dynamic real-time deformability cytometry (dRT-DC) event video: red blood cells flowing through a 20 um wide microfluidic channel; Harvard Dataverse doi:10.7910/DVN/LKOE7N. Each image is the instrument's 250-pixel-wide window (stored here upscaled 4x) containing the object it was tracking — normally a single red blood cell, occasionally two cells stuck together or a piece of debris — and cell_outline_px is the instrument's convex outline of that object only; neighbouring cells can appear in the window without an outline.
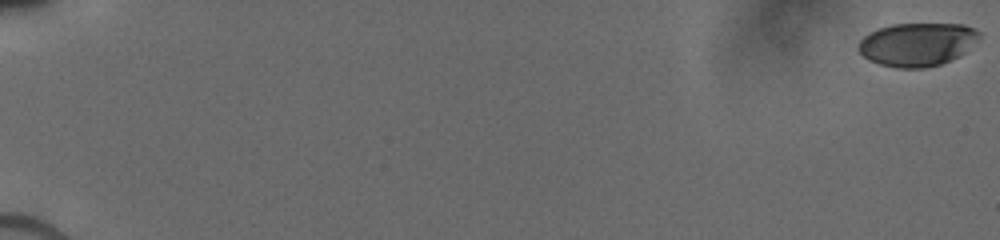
{"species": "human", "species_latin": "Homo sapiens", "temperature_condition": "cold", "stored_images_in_passage": 23, "camera_frame_rate_fps": 3000, "um_per_image_px": 0.085, "donor": {"sex": "male"}, "frame": {"image": 1, "passage_image": 1, "time_ms": 0.0, "image_size_px": [1000, 240], "cell_outline_px": [[980, 40], [960, 56], [940, 64], [924, 68], [896, 68], [880, 64], [868, 60], [856, 48], [860, 40], [864, 36], [880, 28], [892, 24], [964, 24], [976, 28], [980, 32]], "centroid_in_image_um": [78.0, 3.77], "position_along_channel_um": 7.0, "area_um2": 30.75}}
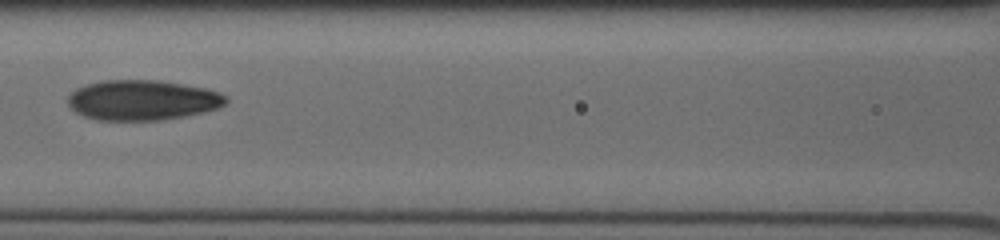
{"frame": {"image": 2, "passage_image": 14, "time_ms": 9.0, "image_size_px": [1000, 240], "cell_outline_px": [[228, 100], [224, 104], [216, 108], [184, 116], [160, 120], [96, 120], [84, 116], [76, 112], [68, 104], [68, 96], [76, 88], [100, 80], [160, 80], [208, 88], [220, 92], [228, 96]], "centroid_in_image_um": [12.11, 8.5], "position_along_channel_um": 154.5, "area_um2": 37.05}}
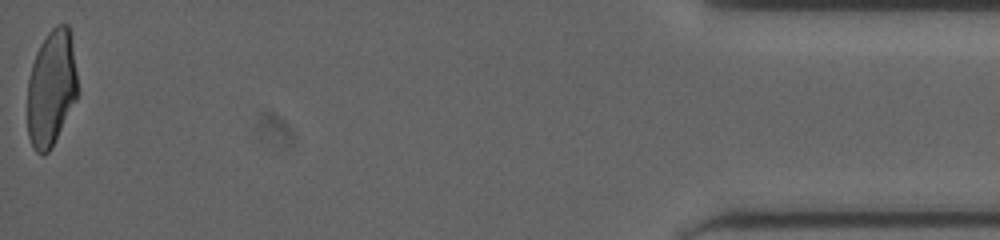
{"frame": {"image": 3, "passage_image": 23, "time_ms": 17.667, "image_size_px": [1000, 240], "cell_outline_px": [[80, 92], [52, 148], [48, 152], [36, 152], [32, 148], [28, 136], [28, 80], [32, 64], [36, 52], [40, 44], [48, 32], [56, 24], [68, 24], [72, 36]], "centroid_in_image_um": [4.4, 7.46], "position_along_channel_um": 430.8, "area_um2": 34.62}}